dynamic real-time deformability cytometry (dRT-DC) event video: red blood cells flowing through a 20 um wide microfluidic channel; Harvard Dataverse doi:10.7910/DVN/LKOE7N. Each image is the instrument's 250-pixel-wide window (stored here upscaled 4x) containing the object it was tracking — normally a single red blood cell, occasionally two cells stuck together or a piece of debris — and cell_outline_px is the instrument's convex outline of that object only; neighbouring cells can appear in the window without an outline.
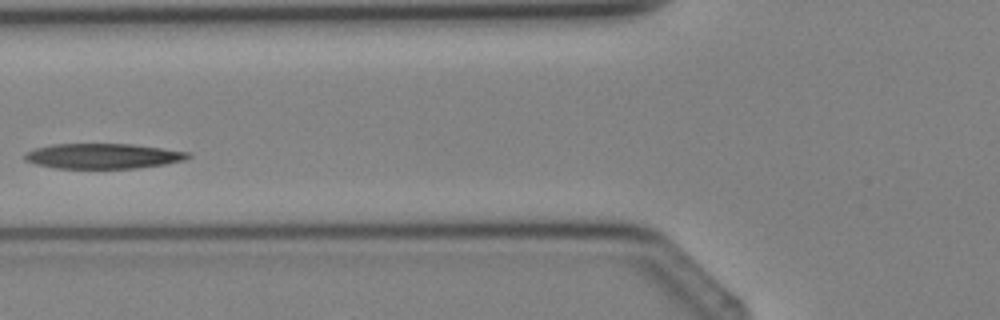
{"species": "Egyptian fruit bat (a non-hibernating species)", "species_latin": "Rousettus aegyptiacus", "temperature_condition": "cold", "stored_images_in_passage": 3, "camera_frame_rate_fps": 3000, "um_per_image_px": 0.085, "animal": {"sex": "female"}, "frame": {"image": 1, "passage_image": 3, "time_ms": 3.0, "image_size_px": [1000, 320], "cell_outline_px": [[192, 156], [184, 160], [164, 164], [136, 168], [56, 168], [36, 164], [24, 160], [24, 156], [28, 152], [36, 148], [52, 144], [132, 144], [188, 152]], "centroid_in_image_um": [8.75, 13.26], "position_along_channel_um": 117.1, "area_um2": 23.7}}